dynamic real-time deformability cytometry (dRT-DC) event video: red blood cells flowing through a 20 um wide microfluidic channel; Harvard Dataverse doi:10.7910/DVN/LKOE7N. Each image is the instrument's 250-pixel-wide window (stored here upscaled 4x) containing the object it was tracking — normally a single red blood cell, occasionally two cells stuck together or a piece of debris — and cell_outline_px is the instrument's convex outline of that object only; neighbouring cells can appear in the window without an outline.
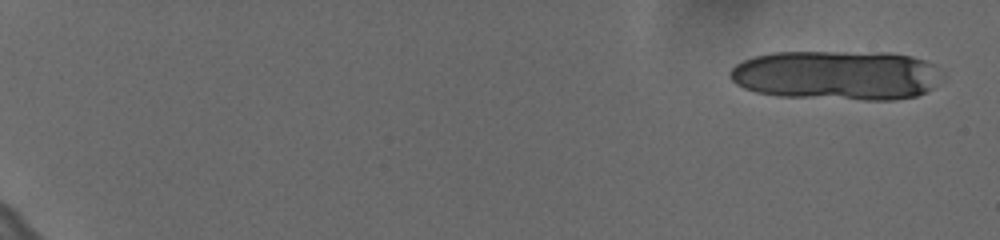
{"species": "human", "species_latin": "Homo sapiens", "temperature_condition": "cold", "stored_images_in_passage": 7, "camera_frame_rate_fps": 3000, "um_per_image_px": 0.085, "donor": {"sex": "female"}, "frame": {"image": 1, "passage_image": 1, "time_ms": 0.0, "image_size_px": [1000, 240], "cell_outline_px": [[932, 88], [916, 96], [896, 100], [864, 100], [776, 96], [756, 92], [744, 88], [736, 84], [728, 76], [728, 72], [736, 64], [744, 60], [756, 56], [776, 52], [888, 52], [912, 56], [924, 60], [932, 64]], "centroid_in_image_um": [70.98, 6.4], "position_along_channel_um": 14.0, "area_um2": 60.81}}